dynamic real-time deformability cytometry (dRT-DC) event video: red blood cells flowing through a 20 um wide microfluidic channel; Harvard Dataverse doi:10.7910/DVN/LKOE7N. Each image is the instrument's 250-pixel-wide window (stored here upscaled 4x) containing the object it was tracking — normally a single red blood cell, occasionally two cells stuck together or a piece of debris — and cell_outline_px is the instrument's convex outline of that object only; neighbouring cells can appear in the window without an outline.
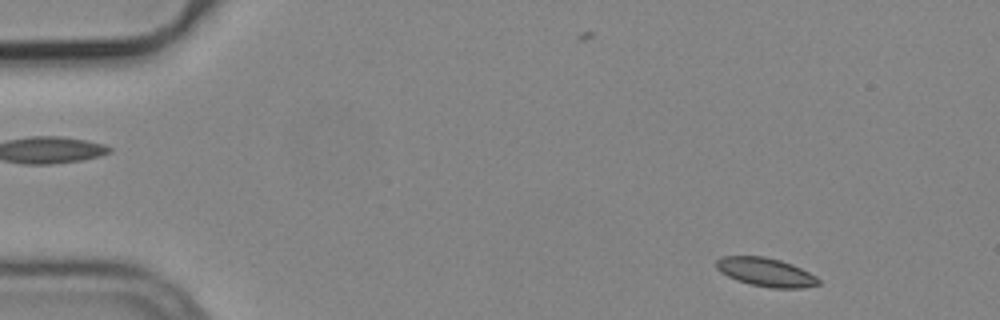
{"species": "common noctule bat (a hibernating species)", "species_latin": "Nyctalus noctula", "temperature_condition": "cold", "stored_images_in_passage": 53, "camera_frame_rate_fps": 3000, "um_per_image_px": 0.085, "animal": {"sex": "male", "body_mass_g": 19.2, "forearm_length_mm": 51.8}, "frame": {"image": 1, "passage_image": 4, "time_ms": 1.0, "image_size_px": [1000, 320], "cell_outline_px": [[820, 284], [804, 288], [772, 288], [752, 284], [736, 280], [720, 272], [716, 268], [716, 260], [720, 256], [764, 256], [780, 260], [792, 264], [816, 276], [820, 280]], "centroid_in_image_um": [65.08, 23.13], "position_along_channel_um": 19.9, "area_um2": 17.05}}
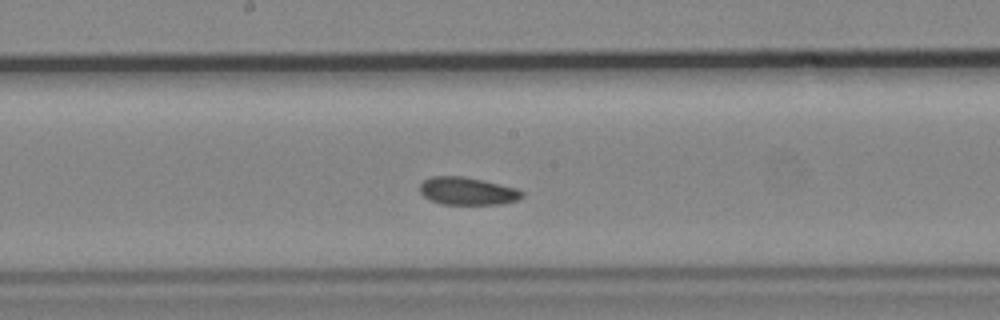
{"frame": {"image": 2, "passage_image": 27, "time_ms": 8.667, "image_size_px": [1000, 320], "cell_outline_px": [[524, 196], [520, 200], [500, 204], [440, 204], [424, 196], [420, 192], [420, 184], [424, 180], [432, 176], [464, 176], [516, 188], [524, 192]], "centroid_in_image_um": [39.75, 16.24], "position_along_channel_um": 208.4, "area_um2": 16.47}}
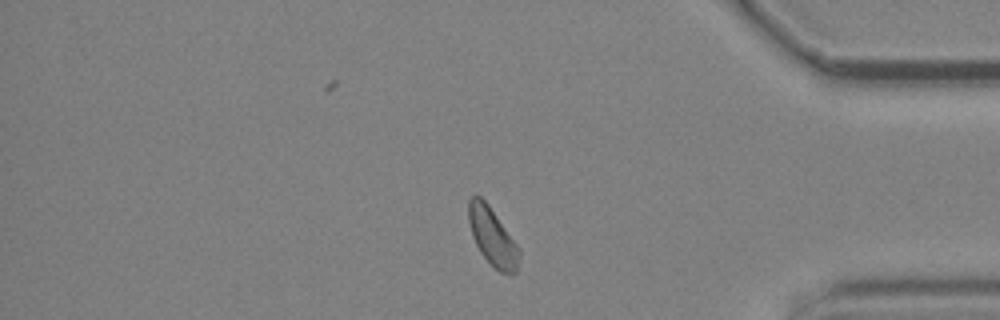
{"frame": {"image": 3, "passage_image": 44, "time_ms": 14.333, "image_size_px": [1000, 320], "cell_outline_px": [[520, 256], [516, 272], [512, 276], [500, 272], [480, 252], [472, 236], [468, 220], [468, 200], [472, 196], [480, 196], [488, 204], [520, 248]], "centroid_in_image_um": [41.87, 20.14], "position_along_channel_um": 393.3, "area_um2": 16.99}, "authors_computed_cell_mechanics": {"area_um2": 16.9932, "velocity_mm_per_s": 3.7238, "shape_relaxation_time_tau1_ms": null, "shape_relaxation_time_tau2_ms": 3.9913, "deformation_change_tau1": null, "deformation_change_tau2": 0.0691}}